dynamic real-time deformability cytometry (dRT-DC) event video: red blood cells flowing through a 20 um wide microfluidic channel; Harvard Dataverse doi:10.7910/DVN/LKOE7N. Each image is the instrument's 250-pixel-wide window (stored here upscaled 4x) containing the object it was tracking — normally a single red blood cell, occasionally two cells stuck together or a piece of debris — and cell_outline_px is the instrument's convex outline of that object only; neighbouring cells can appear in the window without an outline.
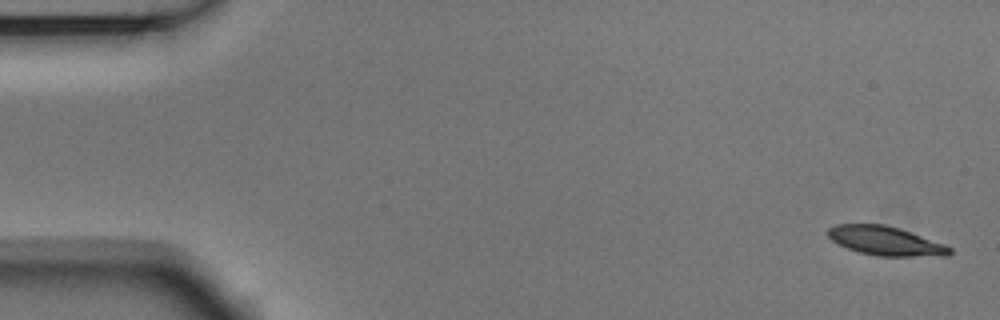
{"species": "Egyptian fruit bat (a non-hibernating species)", "species_latin": "Rousettus aegyptiacus", "temperature_condition": "room temperature", "stored_images_in_passage": 5, "camera_frame_rate_fps": 3000, "um_per_image_px": 0.085, "animal": {"sex": "male"}, "frame": {"image": 1, "passage_image": 1, "time_ms": 0.0, "image_size_px": [1000, 320], "cell_outline_px": [[952, 252], [948, 256], [876, 256], [860, 252], [836, 244], [828, 236], [828, 228], [836, 224], [884, 224], [900, 228], [944, 244], [952, 248]], "centroid_in_image_um": [75.27, 20.48], "position_along_channel_um": 9.7, "area_um2": 20.63}}